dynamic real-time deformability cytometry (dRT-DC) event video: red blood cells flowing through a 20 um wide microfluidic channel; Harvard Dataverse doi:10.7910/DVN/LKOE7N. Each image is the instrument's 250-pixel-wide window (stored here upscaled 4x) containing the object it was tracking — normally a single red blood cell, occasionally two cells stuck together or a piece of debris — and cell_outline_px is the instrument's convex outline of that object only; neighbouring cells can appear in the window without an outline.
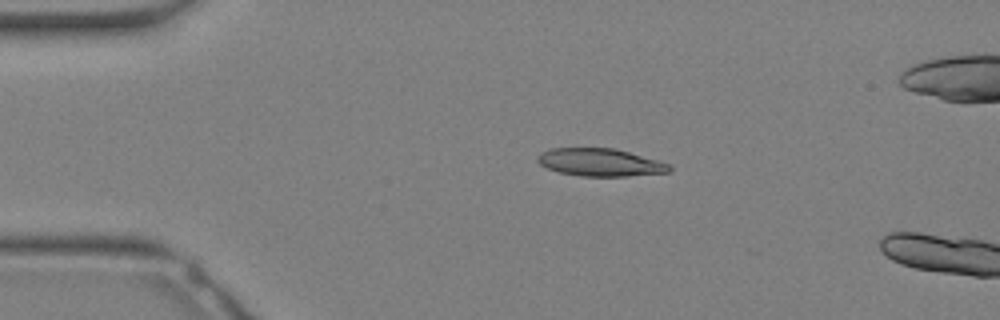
{"species": "Egyptian fruit bat (a non-hibernating species)", "species_latin": "Rousettus aegyptiacus", "temperature_condition": "warm", "stored_images_in_passage": 9, "camera_frame_rate_fps": 3000, "um_per_image_px": 0.085, "animal": {"sex": "female"}, "frame": {"image": 1, "passage_image": 6, "time_ms": 1.667, "image_size_px": [1000, 320], "cell_outline_px": [[672, 168], [668, 172], [628, 176], [580, 176], [560, 172], [548, 168], [540, 164], [536, 160], [536, 156], [540, 152], [552, 148], [612, 148], [628, 152], [656, 160], [668, 164]], "centroid_in_image_um": [50.96, 13.8], "position_along_channel_um": 34.0, "area_um2": 21.04}}